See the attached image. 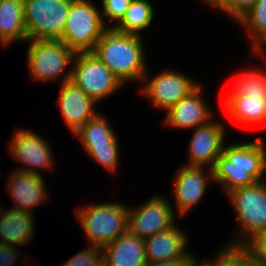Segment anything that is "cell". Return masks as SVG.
Listing matches in <instances>:
<instances>
[{"instance_id":"4","label":"cell","mask_w":266,"mask_h":266,"mask_svg":"<svg viewBox=\"0 0 266 266\" xmlns=\"http://www.w3.org/2000/svg\"><path fill=\"white\" fill-rule=\"evenodd\" d=\"M29 43L26 61L32 80L57 82L71 80L76 52L60 40H26ZM66 71V73H65Z\"/></svg>"},{"instance_id":"27","label":"cell","mask_w":266,"mask_h":266,"mask_svg":"<svg viewBox=\"0 0 266 266\" xmlns=\"http://www.w3.org/2000/svg\"><path fill=\"white\" fill-rule=\"evenodd\" d=\"M120 145L83 146L85 152L107 171L115 173L118 170Z\"/></svg>"},{"instance_id":"22","label":"cell","mask_w":266,"mask_h":266,"mask_svg":"<svg viewBox=\"0 0 266 266\" xmlns=\"http://www.w3.org/2000/svg\"><path fill=\"white\" fill-rule=\"evenodd\" d=\"M237 23L244 28L243 30H246L247 40H249L250 50H252L245 62H249V59L252 60L253 55L265 57L263 59L266 61V0H257L254 6L236 21Z\"/></svg>"},{"instance_id":"30","label":"cell","mask_w":266,"mask_h":266,"mask_svg":"<svg viewBox=\"0 0 266 266\" xmlns=\"http://www.w3.org/2000/svg\"><path fill=\"white\" fill-rule=\"evenodd\" d=\"M257 0H226L217 10H221L236 22Z\"/></svg>"},{"instance_id":"35","label":"cell","mask_w":266,"mask_h":266,"mask_svg":"<svg viewBox=\"0 0 266 266\" xmlns=\"http://www.w3.org/2000/svg\"><path fill=\"white\" fill-rule=\"evenodd\" d=\"M211 9H218L226 0H200Z\"/></svg>"},{"instance_id":"23","label":"cell","mask_w":266,"mask_h":266,"mask_svg":"<svg viewBox=\"0 0 266 266\" xmlns=\"http://www.w3.org/2000/svg\"><path fill=\"white\" fill-rule=\"evenodd\" d=\"M155 6L148 0H132L122 20L114 26L119 32L143 36L155 18Z\"/></svg>"},{"instance_id":"25","label":"cell","mask_w":266,"mask_h":266,"mask_svg":"<svg viewBox=\"0 0 266 266\" xmlns=\"http://www.w3.org/2000/svg\"><path fill=\"white\" fill-rule=\"evenodd\" d=\"M246 69L236 73L232 90L226 96H266V68L248 66Z\"/></svg>"},{"instance_id":"2","label":"cell","mask_w":266,"mask_h":266,"mask_svg":"<svg viewBox=\"0 0 266 266\" xmlns=\"http://www.w3.org/2000/svg\"><path fill=\"white\" fill-rule=\"evenodd\" d=\"M142 38L107 28L91 52L123 85L141 83L149 68Z\"/></svg>"},{"instance_id":"6","label":"cell","mask_w":266,"mask_h":266,"mask_svg":"<svg viewBox=\"0 0 266 266\" xmlns=\"http://www.w3.org/2000/svg\"><path fill=\"white\" fill-rule=\"evenodd\" d=\"M95 5L91 0H71L59 40L75 52H91L107 29L101 10Z\"/></svg>"},{"instance_id":"32","label":"cell","mask_w":266,"mask_h":266,"mask_svg":"<svg viewBox=\"0 0 266 266\" xmlns=\"http://www.w3.org/2000/svg\"><path fill=\"white\" fill-rule=\"evenodd\" d=\"M16 248L14 245L0 243V266H14L17 264L20 255H18Z\"/></svg>"},{"instance_id":"16","label":"cell","mask_w":266,"mask_h":266,"mask_svg":"<svg viewBox=\"0 0 266 266\" xmlns=\"http://www.w3.org/2000/svg\"><path fill=\"white\" fill-rule=\"evenodd\" d=\"M45 183L44 176L12 171L6 185L14 204L9 208L34 213L33 210L48 198Z\"/></svg>"},{"instance_id":"10","label":"cell","mask_w":266,"mask_h":266,"mask_svg":"<svg viewBox=\"0 0 266 266\" xmlns=\"http://www.w3.org/2000/svg\"><path fill=\"white\" fill-rule=\"evenodd\" d=\"M176 216L171 202L157 193L138 208L129 207L127 230L145 240L174 226Z\"/></svg>"},{"instance_id":"14","label":"cell","mask_w":266,"mask_h":266,"mask_svg":"<svg viewBox=\"0 0 266 266\" xmlns=\"http://www.w3.org/2000/svg\"><path fill=\"white\" fill-rule=\"evenodd\" d=\"M202 83L188 96L170 107L164 116V125L176 130H193L207 123L214 116L209 103L203 97Z\"/></svg>"},{"instance_id":"13","label":"cell","mask_w":266,"mask_h":266,"mask_svg":"<svg viewBox=\"0 0 266 266\" xmlns=\"http://www.w3.org/2000/svg\"><path fill=\"white\" fill-rule=\"evenodd\" d=\"M217 120V121H216ZM212 118L207 123L196 127L187 147V166L213 168L217 158L223 152L226 124L222 119Z\"/></svg>"},{"instance_id":"20","label":"cell","mask_w":266,"mask_h":266,"mask_svg":"<svg viewBox=\"0 0 266 266\" xmlns=\"http://www.w3.org/2000/svg\"><path fill=\"white\" fill-rule=\"evenodd\" d=\"M222 106L232 121L243 126L266 121V96H225Z\"/></svg>"},{"instance_id":"5","label":"cell","mask_w":266,"mask_h":266,"mask_svg":"<svg viewBox=\"0 0 266 266\" xmlns=\"http://www.w3.org/2000/svg\"><path fill=\"white\" fill-rule=\"evenodd\" d=\"M238 221V232L228 244L246 245L266 230V180L234 189L226 194Z\"/></svg>"},{"instance_id":"29","label":"cell","mask_w":266,"mask_h":266,"mask_svg":"<svg viewBox=\"0 0 266 266\" xmlns=\"http://www.w3.org/2000/svg\"><path fill=\"white\" fill-rule=\"evenodd\" d=\"M61 266H103L102 248L89 245V247L68 258Z\"/></svg>"},{"instance_id":"7","label":"cell","mask_w":266,"mask_h":266,"mask_svg":"<svg viewBox=\"0 0 266 266\" xmlns=\"http://www.w3.org/2000/svg\"><path fill=\"white\" fill-rule=\"evenodd\" d=\"M71 0H24L27 40H59Z\"/></svg>"},{"instance_id":"19","label":"cell","mask_w":266,"mask_h":266,"mask_svg":"<svg viewBox=\"0 0 266 266\" xmlns=\"http://www.w3.org/2000/svg\"><path fill=\"white\" fill-rule=\"evenodd\" d=\"M0 207V243L28 245L35 235L34 213Z\"/></svg>"},{"instance_id":"26","label":"cell","mask_w":266,"mask_h":266,"mask_svg":"<svg viewBox=\"0 0 266 266\" xmlns=\"http://www.w3.org/2000/svg\"><path fill=\"white\" fill-rule=\"evenodd\" d=\"M212 259L217 266H262L246 245L226 244Z\"/></svg>"},{"instance_id":"17","label":"cell","mask_w":266,"mask_h":266,"mask_svg":"<svg viewBox=\"0 0 266 266\" xmlns=\"http://www.w3.org/2000/svg\"><path fill=\"white\" fill-rule=\"evenodd\" d=\"M177 223L144 240L147 262L188 259V237Z\"/></svg>"},{"instance_id":"18","label":"cell","mask_w":266,"mask_h":266,"mask_svg":"<svg viewBox=\"0 0 266 266\" xmlns=\"http://www.w3.org/2000/svg\"><path fill=\"white\" fill-rule=\"evenodd\" d=\"M103 266H146L144 239L128 230L102 247Z\"/></svg>"},{"instance_id":"3","label":"cell","mask_w":266,"mask_h":266,"mask_svg":"<svg viewBox=\"0 0 266 266\" xmlns=\"http://www.w3.org/2000/svg\"><path fill=\"white\" fill-rule=\"evenodd\" d=\"M90 245L104 247L127 231L129 206L118 202L88 203L75 209Z\"/></svg>"},{"instance_id":"31","label":"cell","mask_w":266,"mask_h":266,"mask_svg":"<svg viewBox=\"0 0 266 266\" xmlns=\"http://www.w3.org/2000/svg\"><path fill=\"white\" fill-rule=\"evenodd\" d=\"M246 246L262 266H266V230L259 232Z\"/></svg>"},{"instance_id":"9","label":"cell","mask_w":266,"mask_h":266,"mask_svg":"<svg viewBox=\"0 0 266 266\" xmlns=\"http://www.w3.org/2000/svg\"><path fill=\"white\" fill-rule=\"evenodd\" d=\"M150 71L147 69L140 89L141 95L146 97L158 110L166 112L170 107L178 103L182 98L188 96L201 83L195 81L191 76L178 70L164 69L162 72L149 78Z\"/></svg>"},{"instance_id":"11","label":"cell","mask_w":266,"mask_h":266,"mask_svg":"<svg viewBox=\"0 0 266 266\" xmlns=\"http://www.w3.org/2000/svg\"><path fill=\"white\" fill-rule=\"evenodd\" d=\"M10 142L8 152L15 161L23 164V167L16 168L15 171L43 176L42 170L54 169L53 150L40 134L31 129H16Z\"/></svg>"},{"instance_id":"34","label":"cell","mask_w":266,"mask_h":266,"mask_svg":"<svg viewBox=\"0 0 266 266\" xmlns=\"http://www.w3.org/2000/svg\"><path fill=\"white\" fill-rule=\"evenodd\" d=\"M198 257H195V255L192 257L191 260V265L190 266H217V264L210 259H204V260H199L198 262Z\"/></svg>"},{"instance_id":"21","label":"cell","mask_w":266,"mask_h":266,"mask_svg":"<svg viewBox=\"0 0 266 266\" xmlns=\"http://www.w3.org/2000/svg\"><path fill=\"white\" fill-rule=\"evenodd\" d=\"M27 40L24 0H0V44L3 47Z\"/></svg>"},{"instance_id":"15","label":"cell","mask_w":266,"mask_h":266,"mask_svg":"<svg viewBox=\"0 0 266 266\" xmlns=\"http://www.w3.org/2000/svg\"><path fill=\"white\" fill-rule=\"evenodd\" d=\"M59 88L57 105L59 106L61 119L73 135L88 120L99 113L95 107L99 103L95 102L71 81L60 84Z\"/></svg>"},{"instance_id":"24","label":"cell","mask_w":266,"mask_h":266,"mask_svg":"<svg viewBox=\"0 0 266 266\" xmlns=\"http://www.w3.org/2000/svg\"><path fill=\"white\" fill-rule=\"evenodd\" d=\"M83 146L119 145L118 136L108 119L98 113L73 134Z\"/></svg>"},{"instance_id":"12","label":"cell","mask_w":266,"mask_h":266,"mask_svg":"<svg viewBox=\"0 0 266 266\" xmlns=\"http://www.w3.org/2000/svg\"><path fill=\"white\" fill-rule=\"evenodd\" d=\"M183 165L177 169L173 177V190L170 198L175 199L176 215L185 217L190 211L197 207L205 198L207 187L213 181L211 168ZM178 212V214H177Z\"/></svg>"},{"instance_id":"1","label":"cell","mask_w":266,"mask_h":266,"mask_svg":"<svg viewBox=\"0 0 266 266\" xmlns=\"http://www.w3.org/2000/svg\"><path fill=\"white\" fill-rule=\"evenodd\" d=\"M264 139L260 136L251 141L224 145L223 152L217 158L212 171L213 183L221 185L225 194L266 180Z\"/></svg>"},{"instance_id":"8","label":"cell","mask_w":266,"mask_h":266,"mask_svg":"<svg viewBox=\"0 0 266 266\" xmlns=\"http://www.w3.org/2000/svg\"><path fill=\"white\" fill-rule=\"evenodd\" d=\"M71 68L70 81L97 103L125 87L92 52H76Z\"/></svg>"},{"instance_id":"28","label":"cell","mask_w":266,"mask_h":266,"mask_svg":"<svg viewBox=\"0 0 266 266\" xmlns=\"http://www.w3.org/2000/svg\"><path fill=\"white\" fill-rule=\"evenodd\" d=\"M131 1L132 0H101L100 4H102V6L100 10L102 20L107 28H114V26L122 20Z\"/></svg>"},{"instance_id":"33","label":"cell","mask_w":266,"mask_h":266,"mask_svg":"<svg viewBox=\"0 0 266 266\" xmlns=\"http://www.w3.org/2000/svg\"><path fill=\"white\" fill-rule=\"evenodd\" d=\"M193 254L188 259L166 260L159 262H147L146 266H190Z\"/></svg>"}]
</instances>
